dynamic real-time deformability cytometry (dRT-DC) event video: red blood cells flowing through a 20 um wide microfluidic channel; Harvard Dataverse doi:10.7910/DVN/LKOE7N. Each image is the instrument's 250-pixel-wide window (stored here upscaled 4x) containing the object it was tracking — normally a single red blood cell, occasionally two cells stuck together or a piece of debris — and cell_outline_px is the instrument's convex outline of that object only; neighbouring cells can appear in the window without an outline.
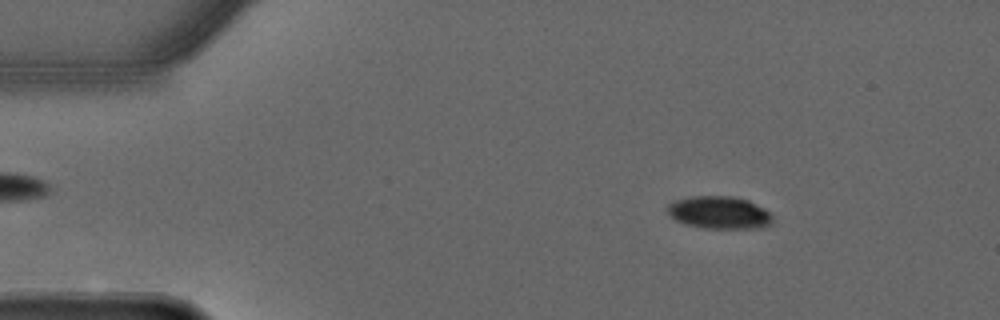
{"species": "common noctule bat (a hibernating species)", "species_latin": "Nyctalus noctula", "temperature_condition": "warm", "stored_images_in_passage": 27, "camera_frame_rate_fps": 3000, "um_per_image_px": 0.085, "animal": {"sex": "male", "forearm_length_mm": 52.5}, "frame": {"image": 1, "passage_image": 8, "time_ms": 2.333, "image_size_px": [1000, 320], "cell_outline_px": [[772, 220], [764, 228], [704, 228], [684, 224], [676, 220], [668, 212], [668, 204], [676, 200], [692, 196], [732, 196], [748, 200], [764, 208], [772, 216]], "centroid_in_image_um": [61.14, 18.07], "position_along_channel_um": 23.9, "area_um2": 19.83}}
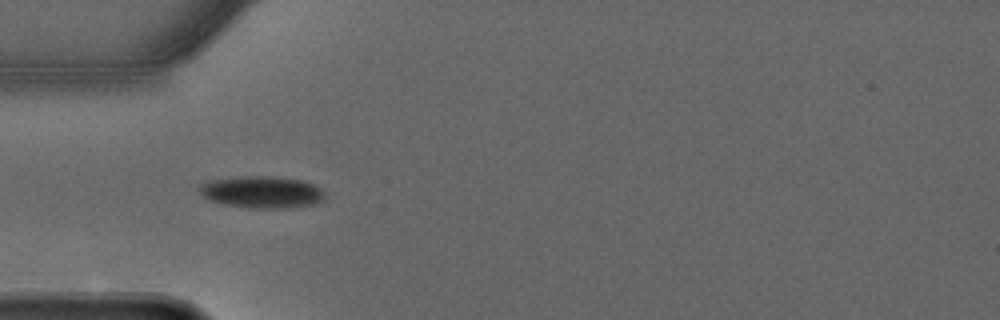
{"frame": {"image": 2, "passage_image": 17, "time_ms": 5.333, "image_size_px": [1000, 320], "cell_outline_px": [[324, 200], [312, 204], [288, 208], [256, 208], [224, 204], [208, 200], [200, 192], [200, 184], [212, 180], [244, 176], [272, 176], [300, 180], [312, 184], [320, 188], [324, 192]], "centroid_in_image_um": [22.27, 16.33], "position_along_channel_um": 62.7, "area_um2": 23.06}}
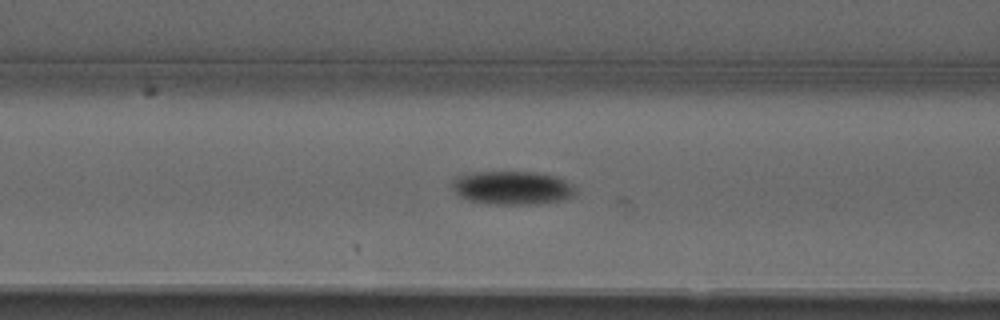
{"frame": {"image": 3, "passage_image": 22, "time_ms": 7.0, "image_size_px": [1000, 320], "cell_outline_px": [[576, 192], [572, 196], [564, 200], [536, 204], [488, 204], [468, 200], [460, 196], [452, 188], [452, 180], [456, 176], [472, 172], [532, 172], [552, 176], [564, 180]], "centroid_in_image_um": [43.47, 15.97], "position_along_channel_um": 123.1, "area_um2": 23.87}}